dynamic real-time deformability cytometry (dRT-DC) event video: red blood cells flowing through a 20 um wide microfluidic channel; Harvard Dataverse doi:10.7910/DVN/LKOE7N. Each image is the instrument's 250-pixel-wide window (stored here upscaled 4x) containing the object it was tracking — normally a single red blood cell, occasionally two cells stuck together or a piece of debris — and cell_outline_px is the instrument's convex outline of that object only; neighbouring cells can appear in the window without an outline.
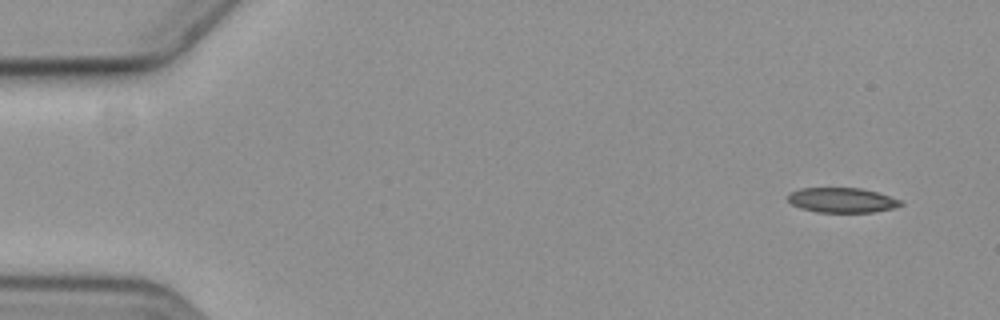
{"species": "common noctule bat (a hibernating species)", "species_latin": "Nyctalus noctula", "temperature_condition": "cold", "stored_images_in_passage": 5, "camera_frame_rate_fps": 3000, "um_per_image_px": 0.085, "animal": {"sex": "female", "body_mass_g": 19.3, "forearm_length_mm": 54.1}, "frame": {"image": 1, "passage_image": 1, "time_ms": 0.0, "image_size_px": [1000, 320], "cell_outline_px": [[904, 204], [892, 208], [872, 212], [816, 212], [800, 208], [792, 204], [788, 200], [788, 196], [792, 192], [800, 188], [860, 188], [876, 192], [900, 200]], "centroid_in_image_um": [71.54, 17.01], "position_along_channel_um": 13.5, "area_um2": 16.13}}